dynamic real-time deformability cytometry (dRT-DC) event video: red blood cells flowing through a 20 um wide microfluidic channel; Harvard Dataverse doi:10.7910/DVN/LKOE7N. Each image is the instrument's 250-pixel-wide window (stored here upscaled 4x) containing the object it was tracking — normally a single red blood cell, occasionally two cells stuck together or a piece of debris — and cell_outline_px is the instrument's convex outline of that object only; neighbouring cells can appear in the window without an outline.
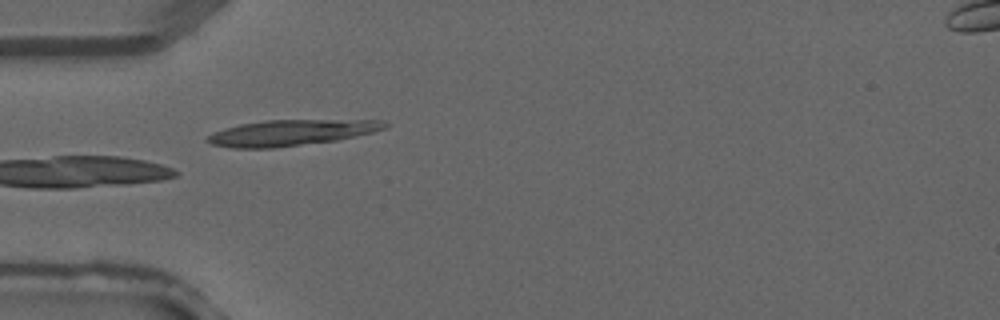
{"species": "common noctule bat (a hibernating species)", "species_latin": "Nyctalus noctula", "temperature_condition": "warm", "stored_images_in_passage": 4, "camera_frame_rate_fps": 3000, "um_per_image_px": 0.085, "animal": {"sex": "male", "forearm_length_mm": 52.5}, "frame": {"image": 1, "passage_image": 4, "time_ms": 1.0, "image_size_px": [1000, 320], "cell_outline_px": [[388, 124], [384, 128], [372, 132], [356, 136], [336, 140], [272, 148], [232, 148], [212, 144], [204, 140], [208, 136], [216, 132], [240, 124], [264, 120], [380, 120]], "centroid_in_image_um": [24.73, 11.28], "position_along_channel_um": 60.3, "area_um2": 26.3}}